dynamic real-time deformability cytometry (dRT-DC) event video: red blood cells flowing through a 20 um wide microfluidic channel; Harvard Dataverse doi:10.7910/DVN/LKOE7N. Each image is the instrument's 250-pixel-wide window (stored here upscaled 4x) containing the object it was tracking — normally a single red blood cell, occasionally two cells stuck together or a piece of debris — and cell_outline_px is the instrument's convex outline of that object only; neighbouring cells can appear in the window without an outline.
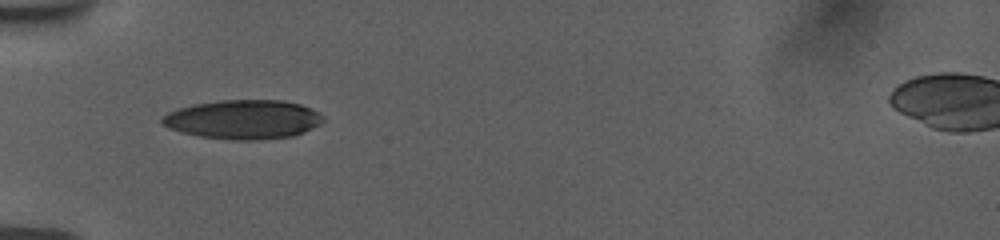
{"species": "human", "species_latin": "Homo sapiens", "temperature_condition": "room temperature", "stored_images_in_passage": 37, "camera_frame_rate_fps": 3000, "um_per_image_px": 0.085, "donor": {"sex": "female"}, "frame": {"image": 1, "passage_image": 1, "time_ms": 0.0, "image_size_px": [1000, 240], "cell_outline_px": [[324, 120], [320, 124], [304, 132], [292, 136], [256, 140], [232, 140], [200, 136], [168, 128], [160, 124], [160, 120], [168, 112], [180, 108], [196, 104], [220, 100], [280, 100], [300, 104], [324, 116]], "centroid_in_image_um": [20.67, 10.16], "position_along_channel_um": 64.3, "area_um2": 36.47}}
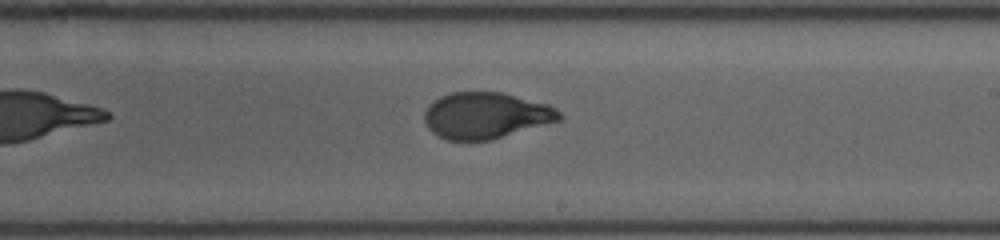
{"frame": {"image": 2, "passage_image": 16, "time_ms": 5.0, "image_size_px": [1000, 240], "cell_outline_px": [[564, 116], [560, 120], [492, 140], [448, 140], [432, 132], [428, 128], [424, 120], [424, 112], [440, 96], [452, 92], [504, 92], [548, 104], [556, 108]], "centroid_in_image_um": [41.33, 9.81], "position_along_channel_um": 247.7, "area_um2": 36.36}}
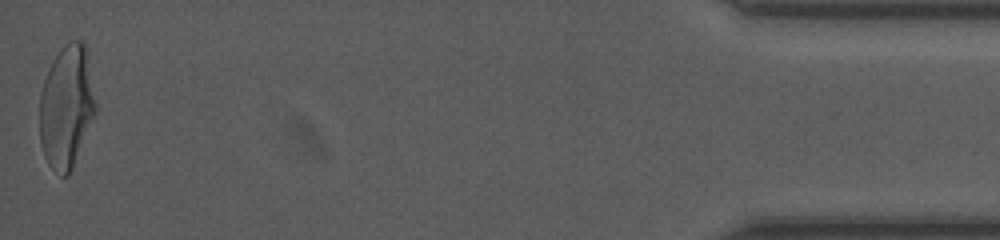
{"frame": {"image": 3, "passage_image": 37, "time_ms": 12.0, "image_size_px": [1000, 240], "cell_outline_px": [[96, 112], [72, 168], [68, 176], [64, 176], [52, 168], [48, 164], [44, 156], [40, 144], [40, 92], [44, 80], [52, 60], [60, 48], [72, 40], [80, 40], [84, 44], [96, 104]], "centroid_in_image_um": [5.63, 9.09], "position_along_channel_um": 429.6, "area_um2": 39.59}, "authors_computed_cell_mechanics": {"area_um2": 37.4544, "velocity_mm_per_s": 3.7638, "shape_relaxation_time_tau1_ms": 4.563, "shape_relaxation_time_tau2_ms": 0.7091, "deformation_change_tau1": 0.1901, "deformation_change_tau2": 0.0603}}